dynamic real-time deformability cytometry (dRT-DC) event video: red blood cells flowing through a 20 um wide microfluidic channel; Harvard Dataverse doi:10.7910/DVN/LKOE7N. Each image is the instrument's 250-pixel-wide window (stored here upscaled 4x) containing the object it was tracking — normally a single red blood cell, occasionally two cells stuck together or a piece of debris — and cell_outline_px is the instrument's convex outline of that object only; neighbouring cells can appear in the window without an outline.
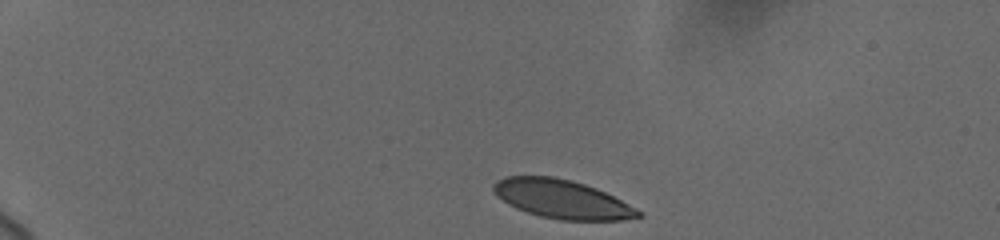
{"species": "human", "species_latin": "Homo sapiens", "temperature_condition": "cold", "stored_images_in_passage": 6, "camera_frame_rate_fps": 3000, "um_per_image_px": 0.085, "donor": {"sex": "female"}, "frame": {"image": 1, "passage_image": 1, "time_ms": 0.0, "image_size_px": [1000, 240], "cell_outline_px": [[644, 216], [624, 220], [560, 220], [540, 216], [516, 208], [508, 204], [496, 196], [492, 192], [492, 184], [496, 180], [504, 176], [552, 176], [572, 180], [596, 188], [644, 212]], "centroid_in_image_um": [47.74, 16.92], "position_along_channel_um": 37.3, "area_um2": 32.77}}
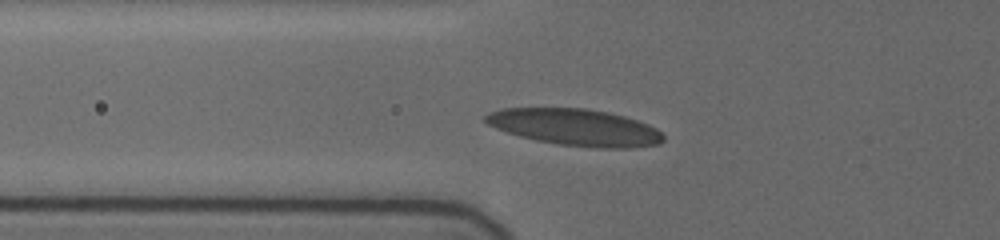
{"frame": {"image": 2, "passage_image": 6, "time_ms": 3.333, "image_size_px": [1000, 240], "cell_outline_px": [[664, 140], [660, 144], [628, 148], [596, 148], [556, 144], [536, 140], [520, 136], [496, 128], [488, 124], [484, 120], [484, 116], [488, 112], [500, 108], [588, 108], [608, 112], [624, 116], [648, 124], [656, 128], [664, 136]], "centroid_in_image_um": [48.9, 10.81], "position_along_channel_um": 76.9, "area_um2": 38.15}}